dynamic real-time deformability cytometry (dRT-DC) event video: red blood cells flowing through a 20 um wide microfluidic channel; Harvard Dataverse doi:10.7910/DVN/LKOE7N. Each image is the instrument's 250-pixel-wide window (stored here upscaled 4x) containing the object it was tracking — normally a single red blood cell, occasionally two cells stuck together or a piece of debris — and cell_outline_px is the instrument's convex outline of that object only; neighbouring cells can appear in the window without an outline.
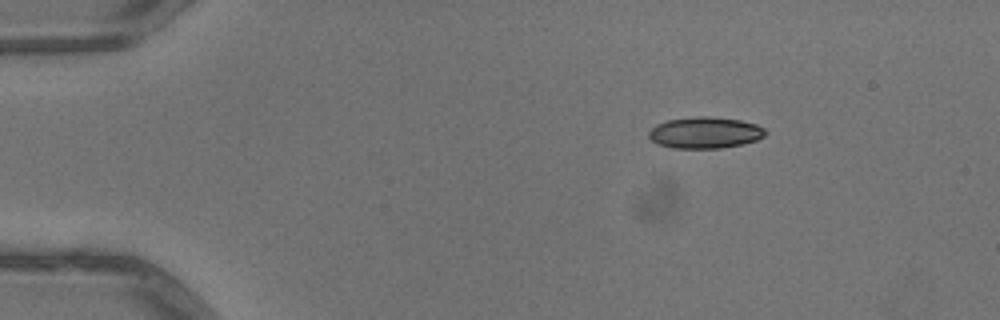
{"species": "common noctule bat (a hibernating species)", "species_latin": "Nyctalus noctula", "temperature_condition": "warm", "stored_images_in_passage": 4, "camera_frame_rate_fps": 3000, "um_per_image_px": 0.085, "animal": {"sex": "male", "body_mass_g": 13.3}, "frame": {"image": 1, "passage_image": 1, "time_ms": 0.0, "image_size_px": [1000, 320], "cell_outline_px": [[764, 136], [756, 140], [744, 144], [720, 148], [672, 148], [656, 144], [648, 136], [648, 132], [656, 124], [668, 120], [696, 116], [712, 116], [740, 120], [756, 124], [764, 128]], "centroid_in_image_um": [59.9, 11.27], "position_along_channel_um": 25.1, "area_um2": 21.39}}
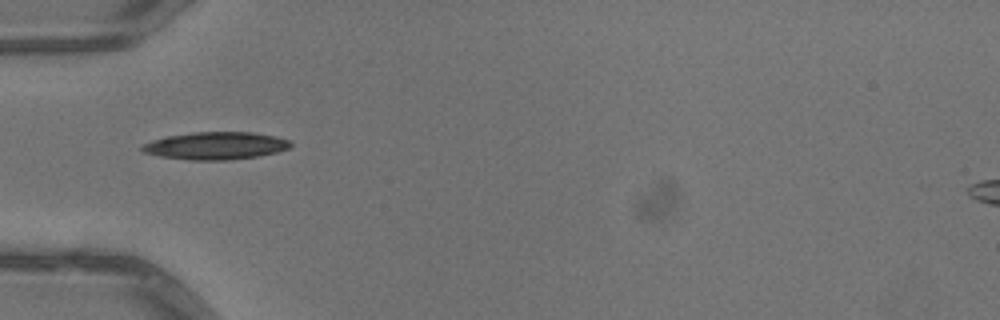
{"frame": {"image": 2, "passage_image": 3, "time_ms": 0.667, "image_size_px": [1000, 320], "cell_outline_px": [[292, 144], [288, 148], [276, 152], [260, 156], [228, 160], [192, 160], [160, 156], [144, 152], [140, 148], [144, 144], [152, 140], [168, 136], [192, 132], [252, 132], [272, 136], [288, 140]], "centroid_in_image_um": [18.32, 12.39], "position_along_channel_um": 66.7, "area_um2": 23.58}}
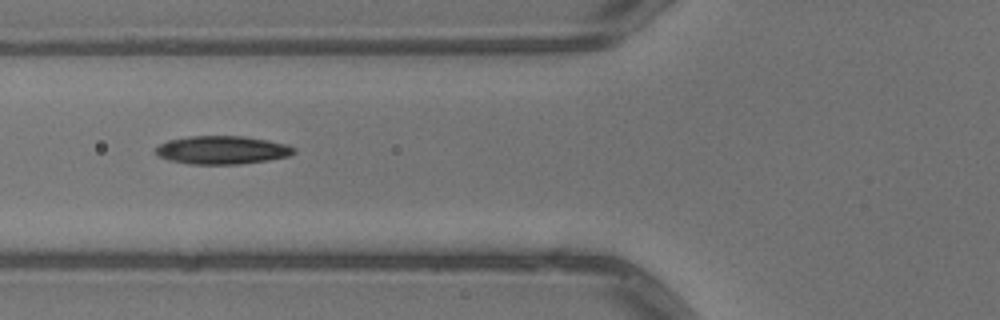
{"frame": {"image": 3, "passage_image": 4, "time_ms": 1.0, "image_size_px": [1000, 320], "cell_outline_px": [[296, 152], [288, 156], [268, 160], [240, 164], [188, 164], [168, 160], [156, 156], [156, 148], [160, 144], [168, 140], [188, 136], [244, 136], [268, 140], [288, 144], [296, 148]], "centroid_in_image_um": [18.88, 12.75], "position_along_channel_um": 106.9, "area_um2": 22.95}}